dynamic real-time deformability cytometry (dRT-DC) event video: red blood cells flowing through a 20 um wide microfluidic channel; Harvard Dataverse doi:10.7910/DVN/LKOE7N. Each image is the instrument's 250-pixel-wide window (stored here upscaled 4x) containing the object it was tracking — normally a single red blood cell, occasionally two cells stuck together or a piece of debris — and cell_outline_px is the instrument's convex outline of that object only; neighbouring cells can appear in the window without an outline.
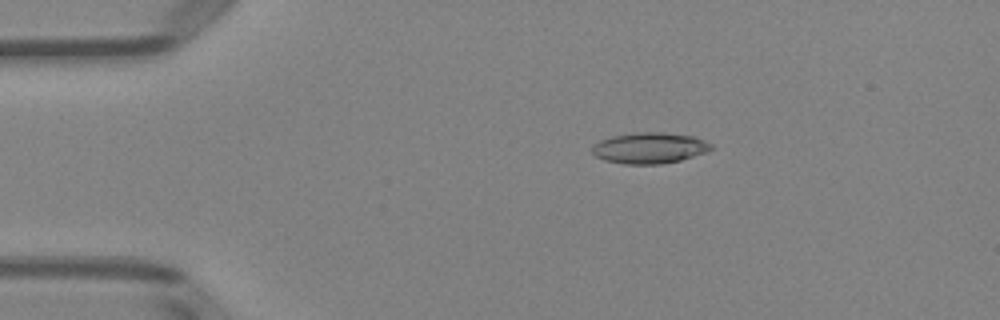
{"species": "Egyptian fruit bat (a non-hibernating species)", "species_latin": "Rousettus aegyptiacus", "temperature_condition": "room temperature", "stored_images_in_passage": 6, "camera_frame_rate_fps": 3000, "um_per_image_px": 0.085, "animal": {"sex": "female"}, "frame": {"image": 1, "passage_image": 6, "time_ms": 6.667, "image_size_px": [1000, 320], "cell_outline_px": [[712, 148], [708, 152], [680, 160], [660, 164], [624, 164], [604, 160], [596, 156], [592, 152], [592, 148], [600, 140], [612, 136], [636, 132], [664, 132], [692, 136], [704, 140], [712, 144]], "centroid_in_image_um": [55.23, 12.58], "position_along_channel_um": 29.8, "area_um2": 21.44}}